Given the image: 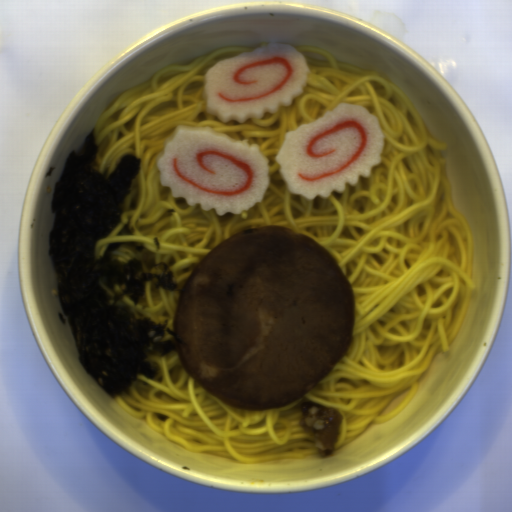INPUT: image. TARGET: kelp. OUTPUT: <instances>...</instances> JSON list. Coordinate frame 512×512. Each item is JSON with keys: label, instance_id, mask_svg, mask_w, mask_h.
<instances>
[{"label": "kelp", "instance_id": "cf089659", "mask_svg": "<svg viewBox=\"0 0 512 512\" xmlns=\"http://www.w3.org/2000/svg\"><path fill=\"white\" fill-rule=\"evenodd\" d=\"M134 230H135L134 227H130V222H127L124 224V226L122 227V229L119 231V233L117 235H119V236L133 235Z\"/></svg>", "mask_w": 512, "mask_h": 512}, {"label": "kelp", "instance_id": "604fcf36", "mask_svg": "<svg viewBox=\"0 0 512 512\" xmlns=\"http://www.w3.org/2000/svg\"><path fill=\"white\" fill-rule=\"evenodd\" d=\"M153 241H154V245H155L156 249H159L160 248V244L158 242V237H153Z\"/></svg>", "mask_w": 512, "mask_h": 512}, {"label": "kelp", "instance_id": "99668d17", "mask_svg": "<svg viewBox=\"0 0 512 512\" xmlns=\"http://www.w3.org/2000/svg\"><path fill=\"white\" fill-rule=\"evenodd\" d=\"M100 150L95 127L87 134L83 151H70L54 183L48 255L57 280L58 295L84 369L110 396H129L138 374L158 375L147 362L165 357L183 342L165 319L157 324L118 306L127 297L139 303L145 284L173 292L177 285L168 264L144 255L141 261L119 262L112 253L121 246L145 251L136 242L109 243L99 259L97 242L109 236L125 214L124 205L141 170L137 156L123 155L113 173L102 176L89 164Z\"/></svg>", "mask_w": 512, "mask_h": 512}]
</instances>
